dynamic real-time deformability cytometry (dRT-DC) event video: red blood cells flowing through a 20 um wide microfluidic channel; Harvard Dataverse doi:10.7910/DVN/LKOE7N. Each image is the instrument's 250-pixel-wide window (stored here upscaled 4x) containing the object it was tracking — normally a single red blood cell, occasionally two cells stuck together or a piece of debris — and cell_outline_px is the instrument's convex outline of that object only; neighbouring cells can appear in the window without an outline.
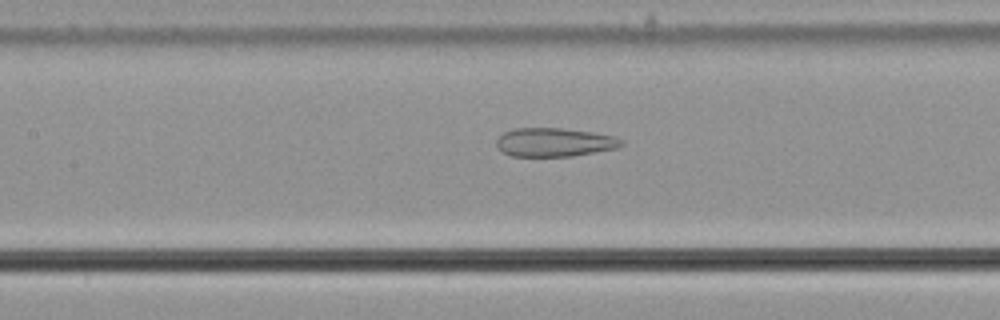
{"species": "common noctule bat (a hibernating species)", "species_latin": "Nyctalus noctula", "temperature_condition": "cold", "stored_images_in_passage": 56, "camera_frame_rate_fps": 3000, "um_per_image_px": 0.085, "animal": {"sex": "male", "body_mass_g": 21.5, "forearm_length_mm": 52.0}, "frame": {"image": 1, "passage_image": 26, "time_ms": 8.333, "image_size_px": [1000, 320], "cell_outline_px": [[624, 144], [616, 148], [572, 156], [512, 156], [504, 152], [496, 144], [496, 140], [504, 132], [516, 128], [560, 128], [592, 132], [616, 136], [624, 140]], "centroid_in_image_um": [47.16, 12.08], "position_along_channel_um": 160.2, "area_um2": 20.75}}
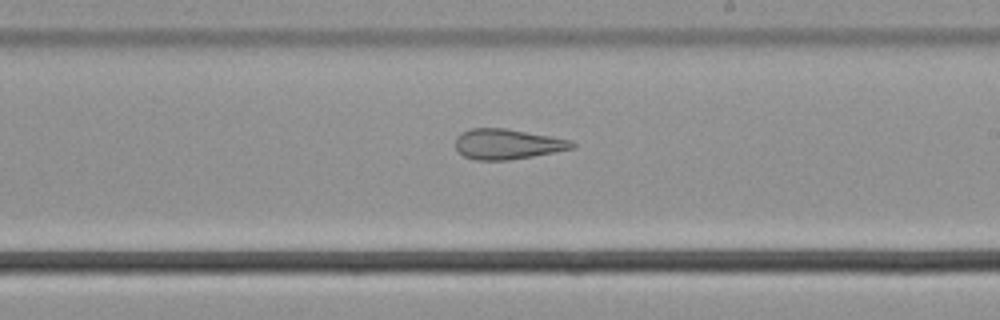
{"frame": {"image": 2, "passage_image": 33, "time_ms": 10.667, "image_size_px": [1000, 320], "cell_outline_px": [[576, 148], [532, 156], [508, 160], [476, 160], [464, 156], [456, 148], [456, 136], [472, 128], [504, 128], [552, 136], [572, 140], [576, 144]], "centroid_in_image_um": [43.17, 12.25], "position_along_channel_um": 245.8, "area_um2": 20.52}}
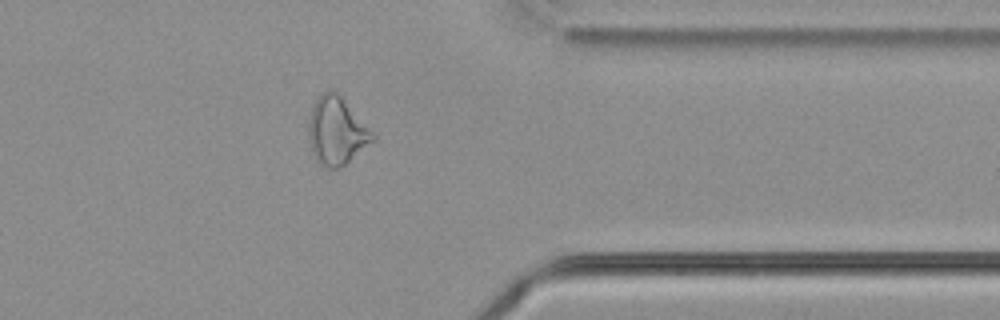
{"frame": {"image": 3, "passage_image": 45, "time_ms": 14.667, "image_size_px": [1000, 320], "cell_outline_px": [[376, 140], [340, 168], [328, 168], [320, 164], [316, 160], [312, 152], [308, 136], [308, 120], [316, 96], [328, 88], [336, 92], [344, 100], [376, 136]], "centroid_in_image_um": [28.59, 11.13], "position_along_channel_um": 382.8, "area_um2": 25.32}, "authors_computed_cell_mechanics": {"area_um2": 26.7614, "velocity_mm_per_s": 3.6807, "shape_relaxation_time_tau1_ms": null, "shape_relaxation_time_tau2_ms": 3.6808, "deformation_change_tau1": null, "deformation_change_tau2": 0.1469}}